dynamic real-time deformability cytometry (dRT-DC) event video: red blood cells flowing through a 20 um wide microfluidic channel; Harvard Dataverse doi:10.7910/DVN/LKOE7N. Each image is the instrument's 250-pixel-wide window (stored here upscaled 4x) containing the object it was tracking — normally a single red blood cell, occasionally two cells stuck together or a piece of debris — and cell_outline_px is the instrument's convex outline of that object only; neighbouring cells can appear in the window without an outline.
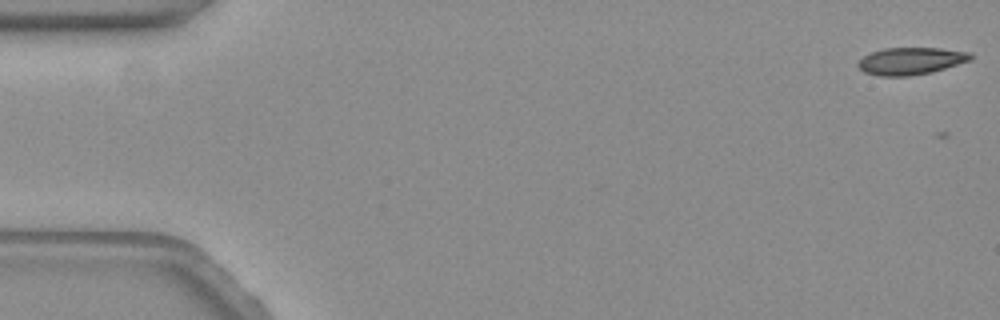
{"species": "common noctule bat (a hibernating species)", "species_latin": "Nyctalus noctula", "temperature_condition": "warm", "stored_images_in_passage": 9, "camera_frame_rate_fps": 3000, "um_per_image_px": 0.085, "animal": {"sex": "female", "body_mass_g": 19.3, "forearm_length_mm": 54.1}, "frame": {"image": 1, "passage_image": 1, "time_ms": 0.0, "image_size_px": [1000, 320], "cell_outline_px": [[972, 60], [932, 72], [908, 76], [880, 76], [864, 72], [856, 64], [864, 56], [872, 52], [884, 48], [940, 48], [972, 52]], "centroid_in_image_um": [77.45, 5.18], "position_along_channel_um": 7.6, "area_um2": 17.86}}